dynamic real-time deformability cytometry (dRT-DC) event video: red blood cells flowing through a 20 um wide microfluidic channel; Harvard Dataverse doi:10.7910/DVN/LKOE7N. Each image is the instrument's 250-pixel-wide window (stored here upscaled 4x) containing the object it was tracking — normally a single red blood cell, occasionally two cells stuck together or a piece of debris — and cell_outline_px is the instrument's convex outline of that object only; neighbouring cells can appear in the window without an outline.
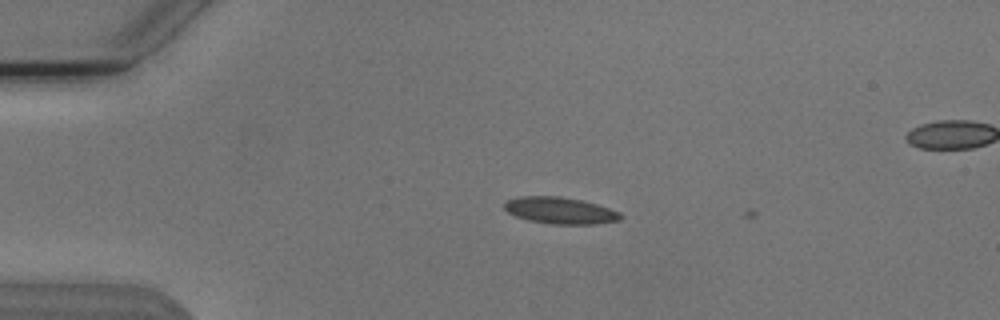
{"species": "Egyptian fruit bat (a non-hibernating species)", "species_latin": "Rousettus aegyptiacus", "temperature_condition": "cold", "stored_images_in_passage": 2, "camera_frame_rate_fps": 3000, "um_per_image_px": 0.085, "animal": {"sex": "male"}, "frame": {"image": 1, "passage_image": 1, "time_ms": 0.0, "image_size_px": [1000, 320], "cell_outline_px": [[624, 216], [620, 220], [596, 224], [548, 224], [528, 220], [516, 216], [508, 212], [504, 208], [504, 204], [508, 200], [524, 196], [560, 196], [580, 200], [596, 204], [620, 212]], "centroid_in_image_um": [47.63, 17.9], "position_along_channel_um": 37.4, "area_um2": 17.98}}